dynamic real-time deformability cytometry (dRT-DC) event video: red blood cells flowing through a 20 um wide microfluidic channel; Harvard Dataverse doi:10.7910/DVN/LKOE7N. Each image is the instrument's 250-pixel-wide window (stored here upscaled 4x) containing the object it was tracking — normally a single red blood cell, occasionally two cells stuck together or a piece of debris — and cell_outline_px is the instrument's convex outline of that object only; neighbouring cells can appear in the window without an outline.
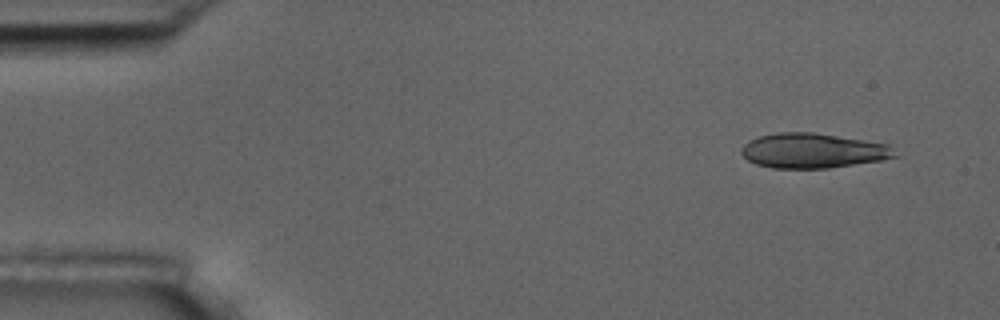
{"species": "common noctule bat (a hibernating species)", "species_latin": "Nyctalus noctula", "temperature_condition": "room temperature", "stored_images_in_passage": 4, "camera_frame_rate_fps": 3000, "um_per_image_px": 0.085, "animal": {"sex": "male", "body_mass_g": 17.5, "forearm_length_mm": 52.3}, "frame": {"image": 1, "passage_image": 1, "time_ms": 0.0, "image_size_px": [1000, 320], "cell_outline_px": [[900, 156], [880, 160], [828, 168], [772, 168], [756, 164], [748, 160], [740, 152], [740, 148], [748, 140], [756, 136], [776, 132], [816, 132], [888, 144]], "centroid_in_image_um": [69.06, 12.79], "position_along_channel_um": 15.9, "area_um2": 31.39}}